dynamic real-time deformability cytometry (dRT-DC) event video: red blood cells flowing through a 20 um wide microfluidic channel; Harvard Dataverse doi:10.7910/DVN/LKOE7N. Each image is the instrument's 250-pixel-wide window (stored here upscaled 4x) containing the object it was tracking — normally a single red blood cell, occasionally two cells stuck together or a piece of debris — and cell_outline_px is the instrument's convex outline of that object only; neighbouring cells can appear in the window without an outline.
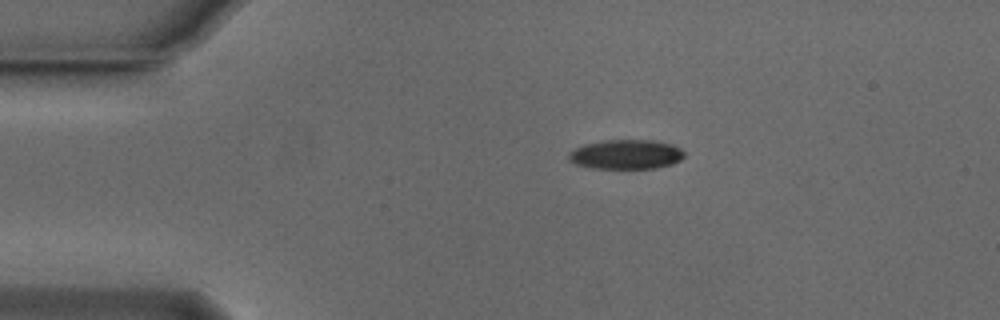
{"species": "Egyptian fruit bat (a non-hibernating species)", "species_latin": "Rousettus aegyptiacus", "temperature_condition": "cold", "stored_images_in_passage": 44, "camera_frame_rate_fps": 3000, "um_per_image_px": 0.085, "animal": {"sex": "male"}, "frame": {"image": 1, "passage_image": 1, "time_ms": 0.0, "image_size_px": [1000, 320], "cell_outline_px": [[684, 156], [680, 160], [672, 164], [656, 168], [592, 168], [576, 164], [568, 160], [568, 152], [584, 144], [604, 140], [652, 140], [672, 144], [680, 148], [684, 152]], "centroid_in_image_um": [53.2, 13.12], "position_along_channel_um": 31.8, "area_um2": 19.88}}
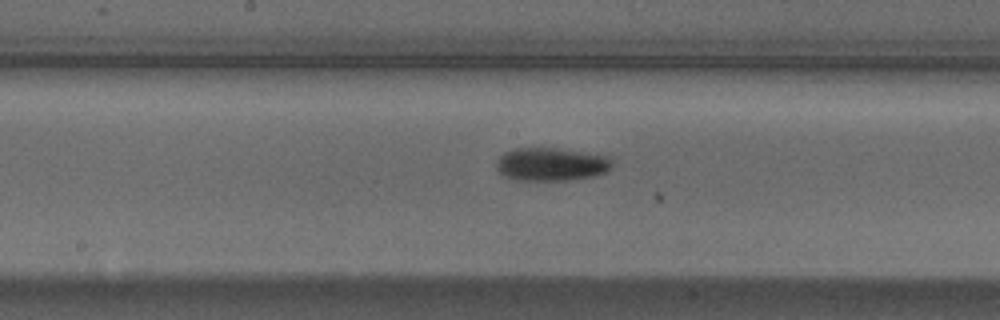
{"frame": {"image": 2, "passage_image": 18, "time_ms": 5.667, "image_size_px": [1000, 320], "cell_outline_px": [[612, 168], [608, 172], [596, 176], [568, 180], [516, 180], [504, 176], [496, 168], [496, 160], [504, 152], [516, 148], [556, 148], [608, 156], [612, 160]], "centroid_in_image_um": [46.87, 13.97], "position_along_channel_um": 201.3, "area_um2": 22.54}}
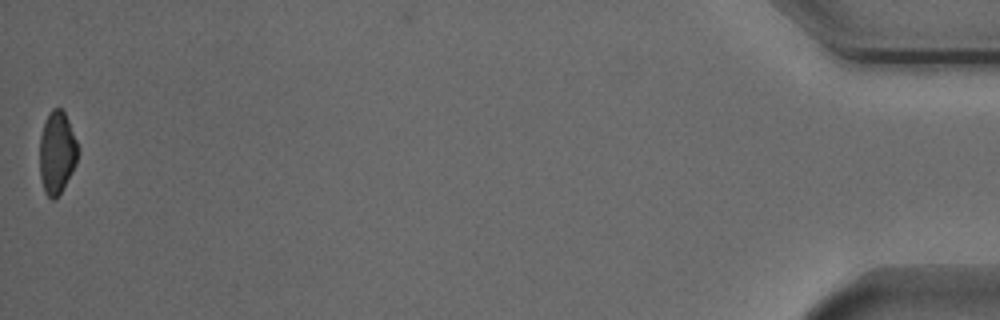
{"frame": {"image": 3, "passage_image": 44, "time_ms": 14.333, "image_size_px": [1000, 320], "cell_outline_px": [[80, 152], [76, 164], [72, 172], [56, 200], [52, 200], [44, 192], [40, 176], [40, 136], [48, 112], [52, 108], [60, 108], [64, 112], [68, 120], [80, 148]], "centroid_in_image_um": [4.86, 12.98], "position_along_channel_um": 430.3, "area_um2": 18.61}, "authors_computed_cell_mechanics": {"area_um2": 21.0392, "velocity_mm_per_s": 3.8184, "shape_relaxation_time_tau1_ms": 2.9126, "shape_relaxation_time_tau2_ms": null, "deformation_change_tau1": 0.115, "deformation_change_tau2": null}}